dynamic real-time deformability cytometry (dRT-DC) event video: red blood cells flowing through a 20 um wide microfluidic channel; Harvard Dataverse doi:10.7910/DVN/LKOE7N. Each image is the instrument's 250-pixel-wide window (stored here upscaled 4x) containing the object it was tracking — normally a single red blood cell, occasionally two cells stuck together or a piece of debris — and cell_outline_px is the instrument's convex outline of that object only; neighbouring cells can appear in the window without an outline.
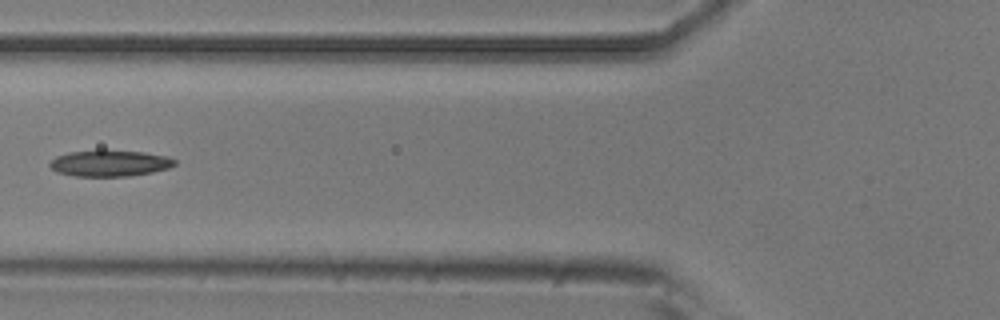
{"species": "common noctule bat (a hibernating species)", "species_latin": "Nyctalus noctula", "temperature_condition": "room temperature", "stored_images_in_passage": 6, "camera_frame_rate_fps": 3000, "um_per_image_px": 0.085, "animal": {"sex": "male", "body_mass_g": 20.5, "forearm_length_mm": 52.5}, "frame": {"image": 1, "passage_image": 4, "time_ms": 1.0, "image_size_px": [1000, 320], "cell_outline_px": [[176, 164], [168, 168], [152, 172], [128, 176], [76, 176], [56, 172], [48, 164], [56, 156], [68, 152], [100, 148], [104, 148], [144, 152], [168, 156], [176, 160]], "centroid_in_image_um": [9.32, 13.84], "position_along_channel_um": 116.5, "area_um2": 19.65}}
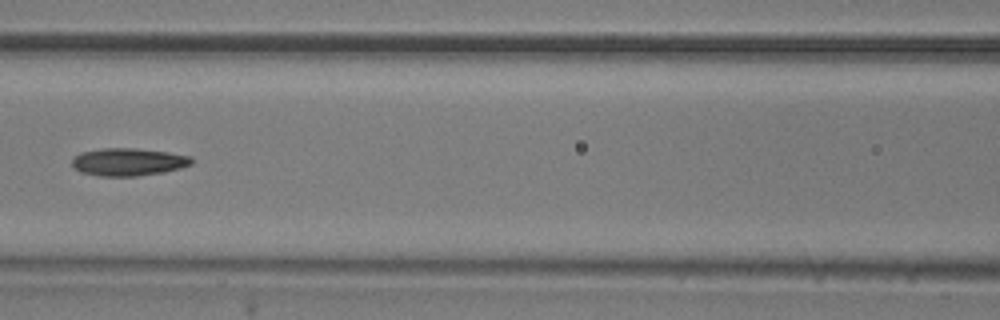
{"frame": {"image": 2, "passage_image": 5, "time_ms": 1.333, "image_size_px": [1000, 320], "cell_outline_px": [[196, 160], [192, 164], [180, 168], [164, 172], [136, 176], [100, 176], [80, 172], [72, 164], [72, 160], [80, 152], [100, 148], [136, 148], [168, 152], [192, 156]], "centroid_in_image_um": [10.95, 13.75], "position_along_channel_um": 155.7, "area_um2": 19.42}}
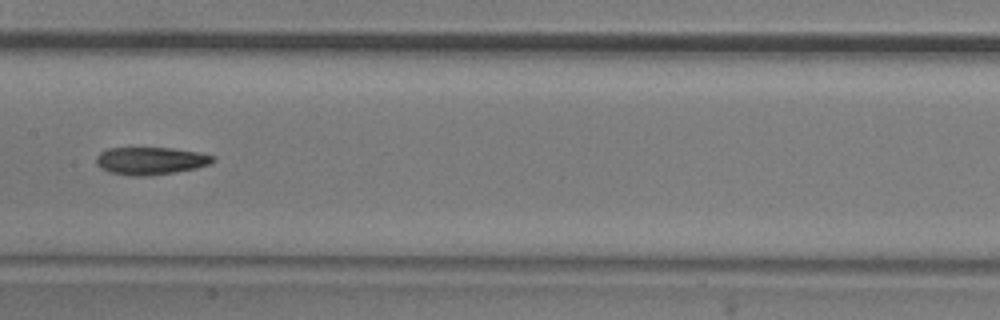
{"frame": {"image": 3, "passage_image": 6, "time_ms": 1.667, "image_size_px": [1000, 320], "cell_outline_px": [[216, 160], [212, 164], [196, 168], [176, 172], [148, 176], [128, 176], [108, 172], [100, 168], [96, 164], [96, 156], [100, 152], [108, 148], [172, 148], [200, 152], [216, 156]], "centroid_in_image_um": [12.82, 13.67], "position_along_channel_um": 194.6, "area_um2": 19.13}}